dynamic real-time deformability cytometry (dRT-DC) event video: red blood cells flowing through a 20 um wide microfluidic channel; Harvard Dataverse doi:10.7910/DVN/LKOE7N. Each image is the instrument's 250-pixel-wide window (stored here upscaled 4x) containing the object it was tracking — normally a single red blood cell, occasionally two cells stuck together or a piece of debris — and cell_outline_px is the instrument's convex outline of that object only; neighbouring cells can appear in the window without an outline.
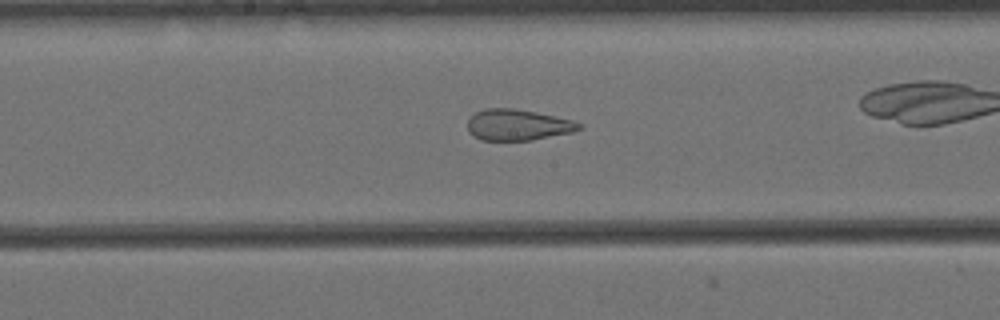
{"species": "Egyptian fruit bat (a non-hibernating species)", "species_latin": "Rousettus aegyptiacus", "temperature_condition": "cold", "stored_images_in_passage": 54, "camera_frame_rate_fps": 3000, "um_per_image_px": 0.085, "animal": {"sex": "female"}, "frame": {"image": 1, "passage_image": 24, "time_ms": 7.667, "image_size_px": [1000, 320], "cell_outline_px": [[584, 128], [572, 132], [532, 140], [480, 140], [472, 136], [468, 132], [468, 120], [476, 112], [484, 108], [512, 108], [536, 112], [572, 120], [580, 124]], "centroid_in_image_um": [43.99, 10.62], "position_along_channel_um": 204.2, "area_um2": 20.17}}
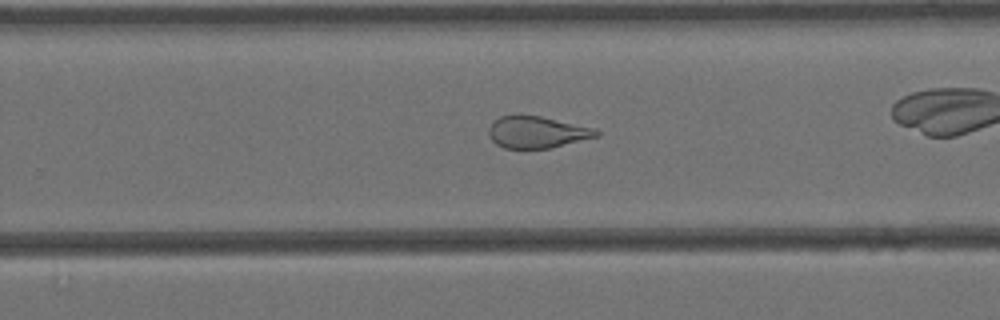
{"frame": {"image": 2, "passage_image": 31, "time_ms": 10.0, "image_size_px": [1000, 320], "cell_outline_px": [[600, 136], [552, 148], [504, 148], [496, 144], [488, 136], [488, 128], [500, 116], [540, 116], [596, 128], [600, 132]], "centroid_in_image_um": [45.69, 11.25], "position_along_channel_um": 284.1, "area_um2": 19.88}, "authors_computed_cell_mechanics": {"area_um2": 24.5361, "velocity_mm_per_s": 3.4555, "shape_relaxation_time_tau1_ms": null, "shape_relaxation_time_tau2_ms": 1.4997, "deformation_change_tau1": null, "deformation_change_tau2": 0.0936}}